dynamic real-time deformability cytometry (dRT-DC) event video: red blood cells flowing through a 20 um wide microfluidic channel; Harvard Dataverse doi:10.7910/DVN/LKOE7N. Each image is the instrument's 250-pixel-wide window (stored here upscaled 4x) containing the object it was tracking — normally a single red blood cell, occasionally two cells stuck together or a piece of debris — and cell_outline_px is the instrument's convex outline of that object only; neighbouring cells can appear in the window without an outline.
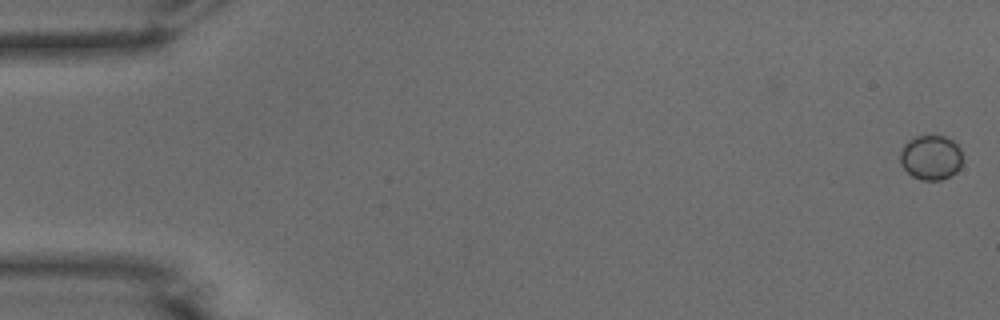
{"species": "common noctule bat (a hibernating species)", "species_latin": "Nyctalus noctula", "temperature_condition": "warm", "stored_images_in_passage": 47, "camera_frame_rate_fps": 3000, "um_per_image_px": 0.085, "animal": {"sex": "male", "body_mass_g": 15.6}, "frame": {"image": 1, "passage_image": 1, "time_ms": 0.0, "image_size_px": [1000, 320], "cell_outline_px": [[960, 168], [956, 172], [940, 180], [924, 180], [912, 176], [900, 164], [900, 152], [904, 144], [916, 136], [944, 136], [952, 140], [960, 148]], "centroid_in_image_um": [79.1, 13.38], "position_along_channel_um": 5.9, "area_um2": 16.01}}
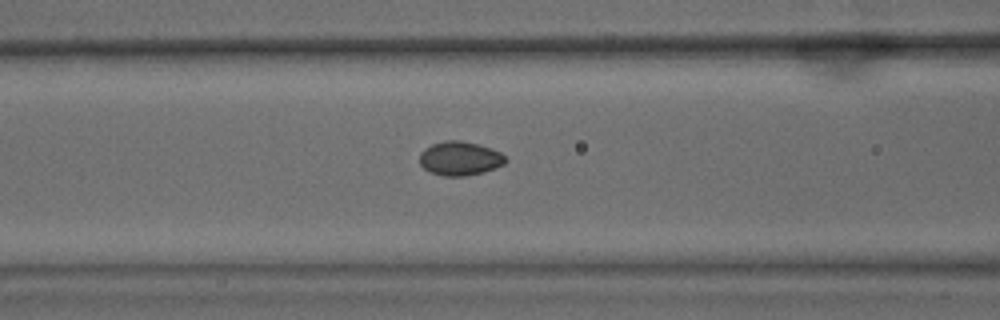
{"frame": {"image": 2, "passage_image": 22, "time_ms": 7.0, "image_size_px": [1000, 320], "cell_outline_px": [[508, 160], [504, 164], [484, 172], [464, 176], [444, 176], [432, 172], [424, 168], [420, 164], [420, 152], [424, 148], [432, 144], [444, 140], [460, 140], [492, 148], [500, 152]], "centroid_in_image_um": [39.09, 13.46], "position_along_channel_um": 127.5, "area_um2": 16.99}}
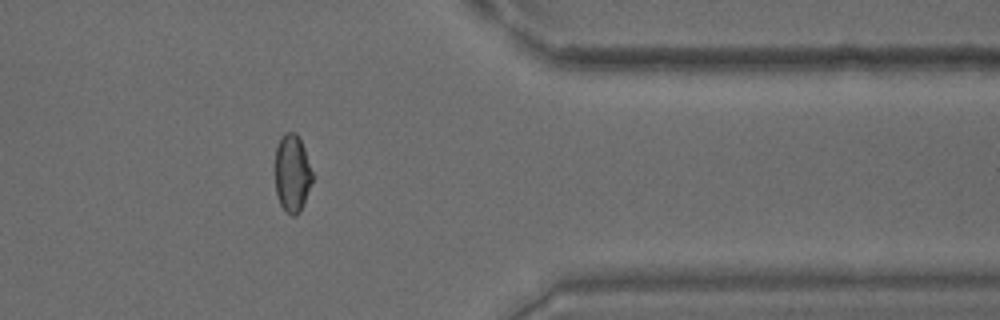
{"frame": {"image": 3, "passage_image": 43, "time_ms": 14.0, "image_size_px": [1000, 320], "cell_outline_px": [[312, 180], [300, 212], [296, 216], [292, 216], [280, 204], [276, 192], [276, 144], [280, 136], [288, 132], [296, 132], [304, 148], [312, 172]], "centroid_in_image_um": [24.83, 14.7], "position_along_channel_um": 386.6, "area_um2": 16.59}}